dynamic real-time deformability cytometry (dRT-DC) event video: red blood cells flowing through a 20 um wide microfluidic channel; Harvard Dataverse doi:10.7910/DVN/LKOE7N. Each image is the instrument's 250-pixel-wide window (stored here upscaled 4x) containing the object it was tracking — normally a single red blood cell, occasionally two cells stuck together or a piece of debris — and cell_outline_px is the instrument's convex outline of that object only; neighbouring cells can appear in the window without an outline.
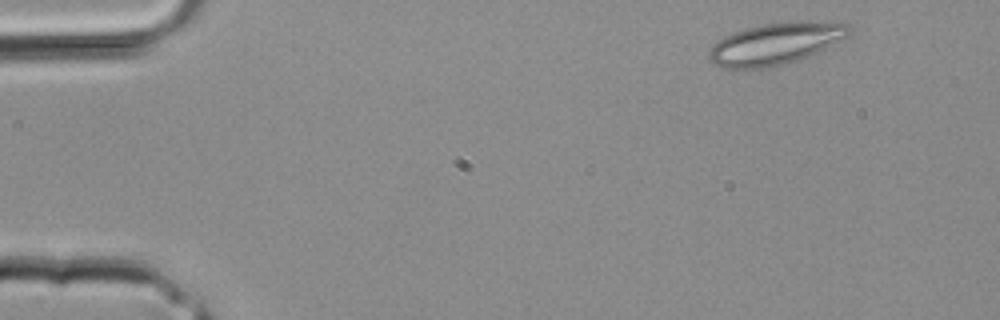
{"species": "common noctule bat (a hibernating species)", "species_latin": "Nyctalus noctula", "temperature_condition": "room temperature", "stored_images_in_passage": 4, "camera_frame_rate_fps": 3000, "um_per_image_px": 0.085, "animal": {"sex": "male", "body_mass_g": 20.4}, "frame": {"image": 1, "passage_image": 1, "time_ms": 0.0, "image_size_px": [1000, 320], "cell_outline_px": [[852, 32], [848, 36], [800, 60], [784, 64], [764, 68], [724, 68], [716, 64], [708, 56], [708, 48], [712, 44], [724, 36], [748, 28], [764, 24], [848, 24], [852, 28]], "centroid_in_image_um": [65.83, 3.77], "position_along_channel_um": 19.2, "area_um2": 32.6}}